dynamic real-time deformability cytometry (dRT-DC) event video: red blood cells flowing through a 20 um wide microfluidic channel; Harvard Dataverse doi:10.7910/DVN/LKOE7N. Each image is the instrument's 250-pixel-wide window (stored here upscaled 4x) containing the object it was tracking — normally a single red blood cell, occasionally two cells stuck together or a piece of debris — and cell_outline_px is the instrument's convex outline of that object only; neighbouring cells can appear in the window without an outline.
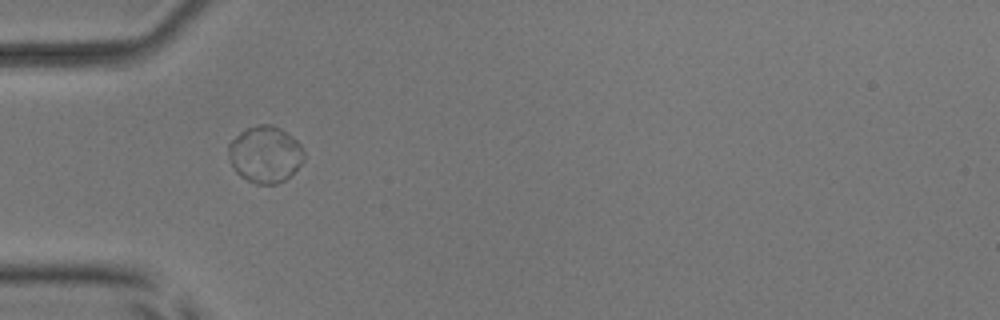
{"species": "common noctule bat (a hibernating species)", "species_latin": "Nyctalus noctula", "temperature_condition": "room temperature", "stored_images_in_passage": 38, "camera_frame_rate_fps": 3000, "um_per_image_px": 0.085, "animal": {"sex": "male", "body_mass_g": 17.9, "forearm_length_mm": 54.2}, "frame": {"image": 1, "passage_image": 1, "time_ms": 0.0, "image_size_px": [1000, 320], "cell_outline_px": [[304, 160], [284, 180], [276, 184], [256, 184], [240, 176], [236, 172], [232, 164], [228, 152], [228, 144], [240, 132], [248, 128], [260, 124], [272, 124], [280, 128], [292, 136], [300, 144], [304, 152]], "centroid_in_image_um": [22.53, 13.11], "position_along_channel_um": 62.5, "area_um2": 24.68}}
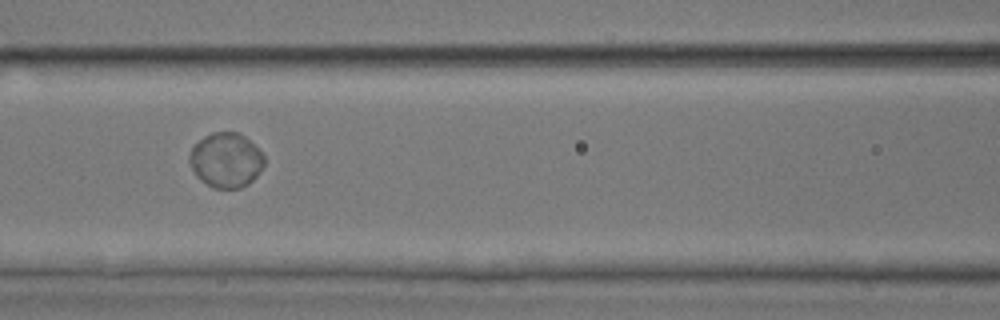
{"frame": {"image": 2, "passage_image": 8, "time_ms": 2.333, "image_size_px": [1000, 320], "cell_outline_px": [[264, 164], [260, 172], [248, 184], [240, 188], [212, 188], [200, 180], [196, 176], [188, 160], [188, 156], [192, 148], [204, 136], [212, 132], [236, 132], [244, 136], [264, 156]], "centroid_in_image_um": [19.18, 13.63], "position_along_channel_um": 147.4, "area_um2": 23.7}}
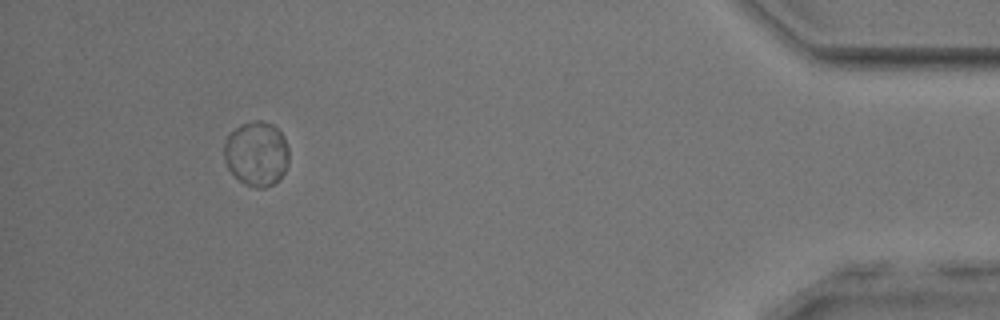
{"frame": {"image": 3, "passage_image": 34, "time_ms": 11.0, "image_size_px": [1000, 320], "cell_outline_px": [[288, 164], [280, 180], [264, 188], [256, 188], [244, 184], [228, 168], [224, 160], [224, 140], [240, 124], [252, 120], [260, 120], [272, 124], [284, 136], [288, 148]], "centroid_in_image_um": [21.81, 13.06], "position_along_channel_um": 413.4, "area_um2": 24.57}, "authors_computed_cell_mechanics": {"area_um2": 24.1026, "velocity_mm_per_s": 3.751, "shape_relaxation_time_tau1_ms": 3.7398, "shape_relaxation_time_tau2_ms": null, "deformation_change_tau1": 0.0249, "deformation_change_tau2": null}}